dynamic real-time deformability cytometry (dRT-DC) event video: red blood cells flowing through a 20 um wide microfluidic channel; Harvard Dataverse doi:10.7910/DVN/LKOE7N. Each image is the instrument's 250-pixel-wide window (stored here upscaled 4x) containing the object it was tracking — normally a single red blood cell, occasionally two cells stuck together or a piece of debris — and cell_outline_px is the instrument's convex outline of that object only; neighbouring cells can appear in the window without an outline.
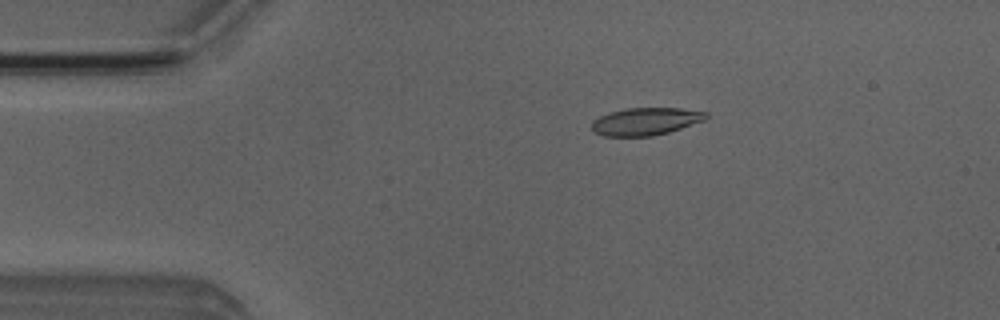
{"species": "Egyptian fruit bat (a non-hibernating species)", "species_latin": "Rousettus aegyptiacus", "temperature_condition": "room temperature", "stored_images_in_passage": 6, "camera_frame_rate_fps": 3000, "um_per_image_px": 0.085, "animal": {"sex": "male"}, "frame": {"image": 1, "passage_image": 3, "time_ms": 2.333, "image_size_px": [1000, 320], "cell_outline_px": [[708, 116], [704, 120], [668, 132], [652, 136], [604, 136], [596, 132], [592, 128], [592, 120], [608, 112], [628, 108], [680, 108], [708, 112]], "centroid_in_image_um": [54.87, 10.31], "position_along_channel_um": 30.1, "area_um2": 18.21}}